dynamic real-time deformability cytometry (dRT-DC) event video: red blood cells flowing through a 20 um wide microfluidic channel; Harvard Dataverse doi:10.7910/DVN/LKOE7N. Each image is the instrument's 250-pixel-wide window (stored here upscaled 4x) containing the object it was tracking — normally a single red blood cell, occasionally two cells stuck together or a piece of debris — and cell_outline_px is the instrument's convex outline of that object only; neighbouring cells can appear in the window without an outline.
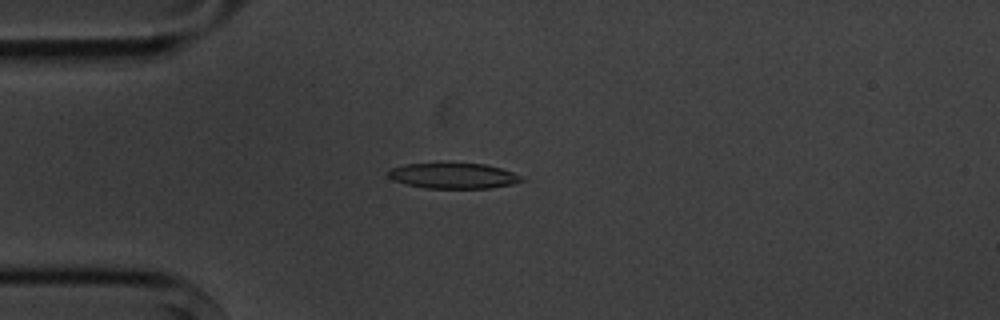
{"species": "common noctule bat (a hibernating species)", "species_latin": "Nyctalus noctula", "temperature_condition": "cold", "stored_images_in_passage": 4, "camera_frame_rate_fps": 3000, "um_per_image_px": 0.085, "animal": {"sex": "male", "body_mass_g": 20.1, "forearm_length_mm": 53.5}, "frame": {"image": 1, "passage_image": 4, "time_ms": 3.333, "image_size_px": [1000, 320], "cell_outline_px": [[524, 180], [512, 184], [488, 188], [424, 188], [392, 180], [388, 176], [388, 172], [392, 168], [404, 164], [484, 164], [500, 168], [512, 172], [520, 176]], "centroid_in_image_um": [38.52, 14.95], "position_along_channel_um": 46.5, "area_um2": 19.42}}